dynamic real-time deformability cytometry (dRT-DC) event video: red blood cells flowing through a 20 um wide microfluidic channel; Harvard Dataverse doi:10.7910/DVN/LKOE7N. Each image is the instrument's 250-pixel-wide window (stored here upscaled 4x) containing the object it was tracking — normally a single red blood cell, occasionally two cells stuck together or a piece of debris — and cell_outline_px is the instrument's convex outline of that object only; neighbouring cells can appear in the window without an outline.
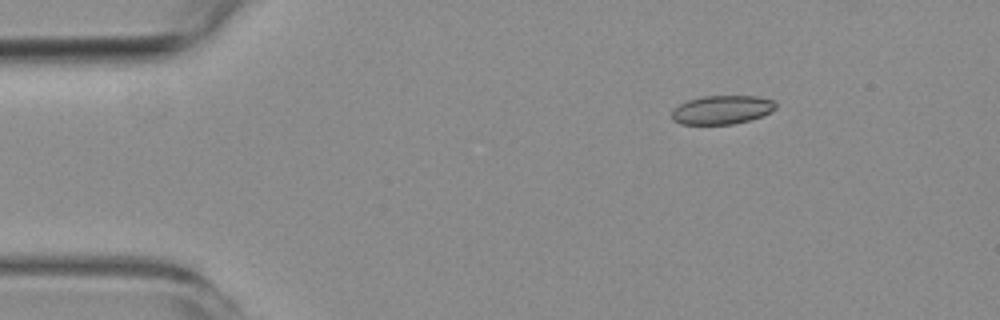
{"species": "common noctule bat (a hibernating species)", "species_latin": "Nyctalus noctula", "temperature_condition": "room temperature", "stored_images_in_passage": 4, "camera_frame_rate_fps": 3000, "um_per_image_px": 0.085, "animal": {"sex": "female", "body_mass_g": 19.3, "forearm_length_mm": 54.1}, "frame": {"image": 1, "passage_image": 1, "time_ms": 0.0, "image_size_px": [1000, 320], "cell_outline_px": [[776, 108], [764, 116], [732, 124], [680, 124], [672, 120], [672, 108], [688, 100], [704, 96], [756, 96], [776, 100]], "centroid_in_image_um": [61.37, 9.33], "position_along_channel_um": 23.6, "area_um2": 17.51}}
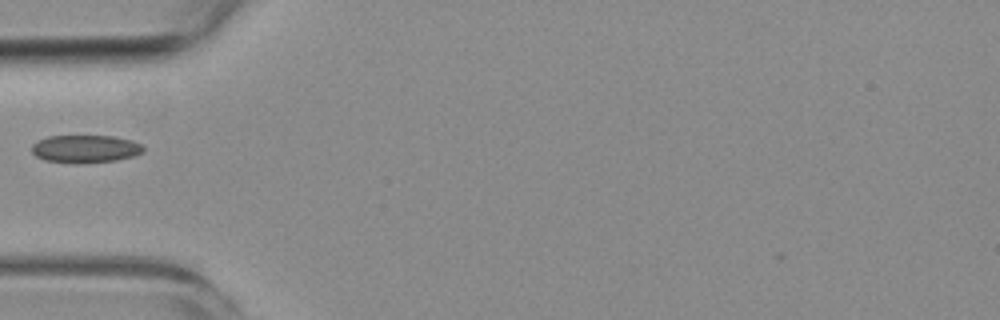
{"frame": {"image": 2, "passage_image": 4, "time_ms": 3.333, "image_size_px": [1000, 320], "cell_outline_px": [[144, 152], [132, 156], [116, 160], [76, 164], [72, 164], [44, 160], [36, 156], [32, 152], [32, 144], [48, 136], [112, 136], [132, 140], [140, 144], [144, 148]], "centroid_in_image_um": [7.24, 12.66], "position_along_channel_um": 77.8, "area_um2": 18.09}}